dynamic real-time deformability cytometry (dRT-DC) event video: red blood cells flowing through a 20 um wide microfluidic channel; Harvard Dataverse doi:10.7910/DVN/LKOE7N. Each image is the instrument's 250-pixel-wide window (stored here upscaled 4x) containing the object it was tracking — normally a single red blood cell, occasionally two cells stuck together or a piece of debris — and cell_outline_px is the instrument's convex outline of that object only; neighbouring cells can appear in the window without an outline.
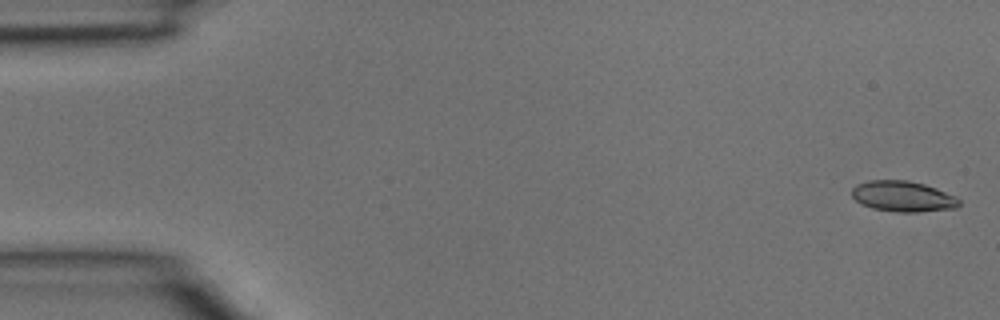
{"species": "common noctule bat (a hibernating species)", "species_latin": "Nyctalus noctula", "temperature_condition": "room temperature", "stored_images_in_passage": 39, "camera_frame_rate_fps": 3000, "um_per_image_px": 0.085, "animal": {"sex": "male", "body_mass_g": 15.6}, "frame": {"image": 1, "passage_image": 1, "time_ms": 0.0, "image_size_px": [1000, 320], "cell_outline_px": [[960, 204], [956, 208], [916, 212], [896, 212], [872, 208], [860, 204], [852, 196], [852, 188], [856, 184], [868, 180], [908, 180], [924, 184], [936, 188], [956, 196], [960, 200]], "centroid_in_image_um": [76.74, 16.69], "position_along_channel_um": 8.3, "area_um2": 19.31}}
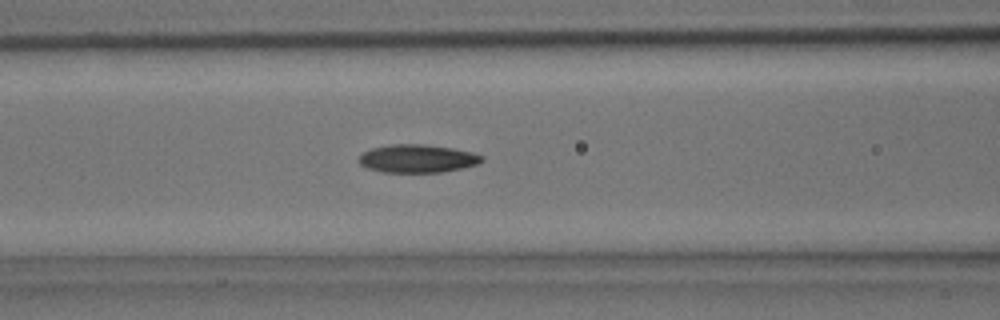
{"frame": {"image": 2, "passage_image": 16, "time_ms": 5.0, "image_size_px": [1000, 320], "cell_outline_px": [[484, 160], [480, 164], [440, 172], [384, 172], [368, 168], [360, 164], [356, 160], [364, 152], [372, 148], [388, 144], [424, 144], [452, 148], [472, 152], [484, 156]], "centroid_in_image_um": [35.49, 13.47], "position_along_channel_um": 131.1, "area_um2": 20.17}}
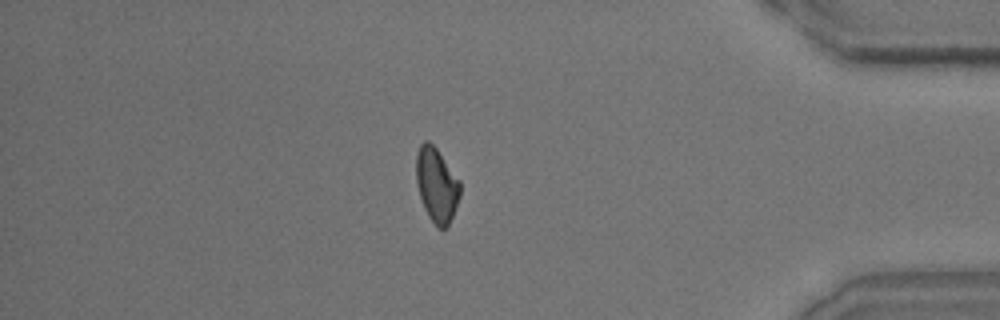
{"frame": {"image": 3, "passage_image": 34, "time_ms": 11.0, "image_size_px": [1000, 320], "cell_outline_px": [[460, 196], [448, 228], [440, 228], [428, 216], [424, 208], [420, 196], [416, 180], [416, 156], [420, 144], [424, 140], [428, 140], [436, 148], [460, 180]], "centroid_in_image_um": [37.12, 15.71], "position_along_channel_um": 398.1, "area_um2": 18.96}}